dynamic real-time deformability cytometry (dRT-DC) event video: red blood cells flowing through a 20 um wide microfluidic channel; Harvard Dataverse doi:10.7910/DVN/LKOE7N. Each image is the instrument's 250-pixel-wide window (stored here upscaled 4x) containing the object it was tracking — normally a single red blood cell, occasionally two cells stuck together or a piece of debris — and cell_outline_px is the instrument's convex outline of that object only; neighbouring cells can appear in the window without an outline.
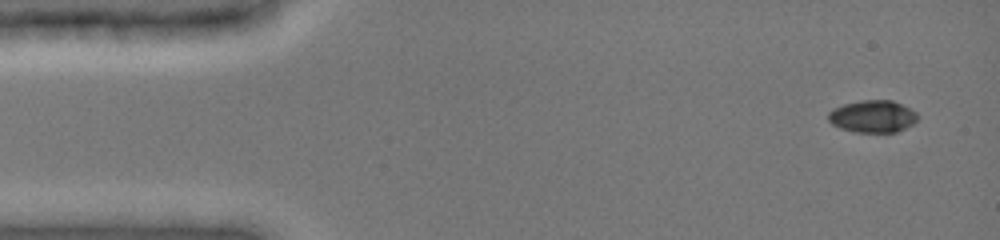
{"species": "common noctule bat (a hibernating species)", "species_latin": "Nyctalus noctula", "temperature_condition": "cold", "stored_images_in_passage": 8, "camera_frame_rate_fps": 3000, "um_per_image_px": 0.085, "animal": {"sex": "female", "body_mass_g": 19.0, "forearm_length_mm": 51.5}, "frame": {"image": 1, "passage_image": 1, "time_ms": 0.0, "image_size_px": [1000, 240], "cell_outline_px": [[920, 116], [912, 124], [896, 132], [852, 132], [840, 128], [832, 124], [828, 120], [828, 112], [832, 108], [844, 104], [860, 100], [892, 100], [916, 112]], "centroid_in_image_um": [74.14, 9.89], "position_along_channel_um": 10.9, "area_um2": 16.82}}
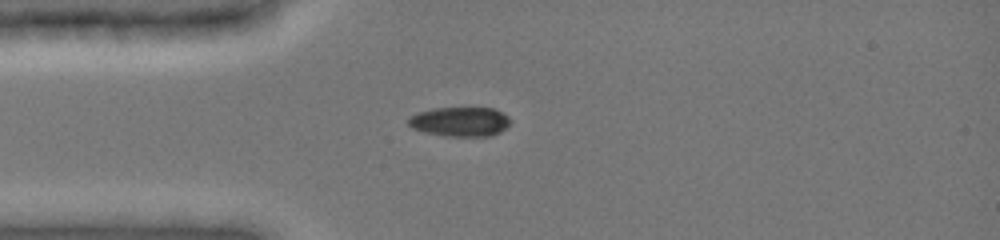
{"frame": {"image": 2, "passage_image": 5, "time_ms": 3.333, "image_size_px": [1000, 240], "cell_outline_px": [[512, 120], [500, 132], [492, 136], [444, 136], [424, 132], [412, 128], [408, 124], [408, 116], [416, 112], [432, 108], [492, 108], [508, 116]], "centroid_in_image_um": [39.06, 10.34], "position_along_channel_um": 45.9, "area_um2": 17.63}}
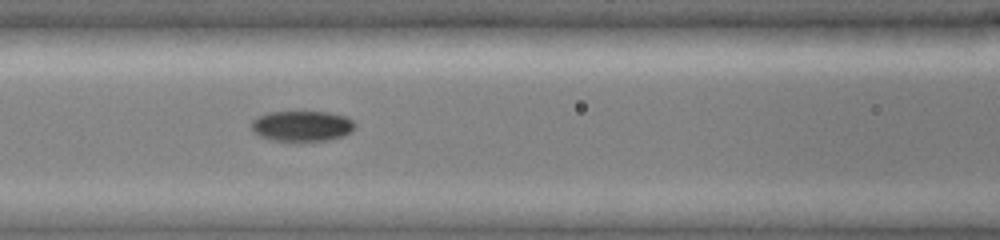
{"frame": {"image": 3, "passage_image": 8, "time_ms": 6.0, "image_size_px": [1000, 240], "cell_outline_px": [[356, 124], [352, 132], [344, 136], [328, 140], [272, 140], [260, 136], [252, 132], [252, 120], [256, 116], [268, 112], [328, 112], [348, 116]], "centroid_in_image_um": [25.68, 10.7], "position_along_channel_um": 140.9, "area_um2": 18.5}}